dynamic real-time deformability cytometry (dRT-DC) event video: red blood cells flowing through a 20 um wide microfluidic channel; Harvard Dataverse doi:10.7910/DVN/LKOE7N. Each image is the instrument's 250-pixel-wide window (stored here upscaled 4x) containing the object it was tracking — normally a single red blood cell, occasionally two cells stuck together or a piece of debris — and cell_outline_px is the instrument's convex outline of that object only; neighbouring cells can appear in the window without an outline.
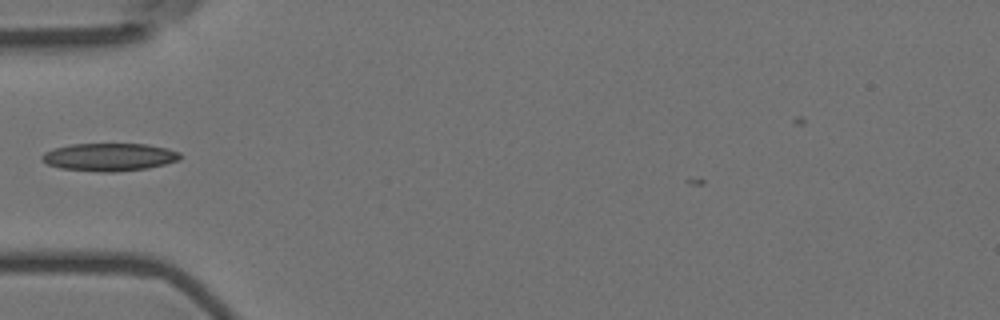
{"species": "Egyptian fruit bat (a non-hibernating species)", "species_latin": "Rousettus aegyptiacus", "temperature_condition": "room temperature", "stored_images_in_passage": 26, "camera_frame_rate_fps": 3000, "um_per_image_px": 0.085, "animal": {"sex": "female"}, "frame": {"image": 1, "passage_image": 1, "time_ms": 0.0, "image_size_px": [1000, 320], "cell_outline_px": [[184, 156], [180, 160], [148, 168], [112, 172], [100, 172], [60, 168], [48, 164], [40, 156], [44, 152], [56, 148], [72, 144], [148, 144], [168, 148], [180, 152]], "centroid_in_image_um": [9.35, 13.34], "position_along_channel_um": 75.6, "area_um2": 22.43}}
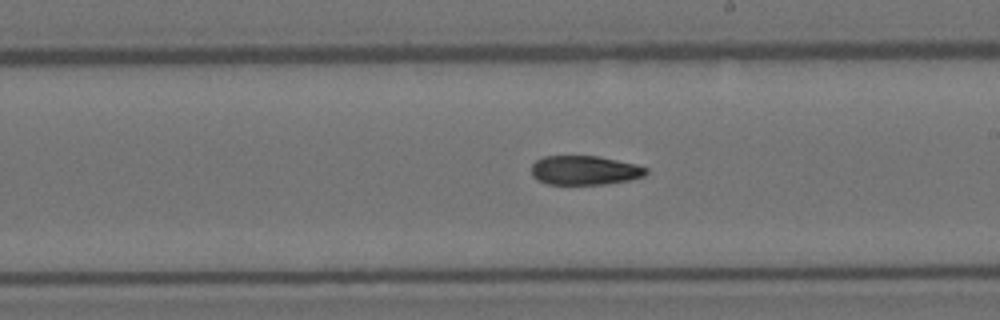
{"frame": {"image": 2, "passage_image": 14, "time_ms": 4.333, "image_size_px": [1000, 320], "cell_outline_px": [[648, 172], [644, 176], [628, 180], [604, 184], [548, 184], [536, 180], [532, 176], [532, 164], [536, 160], [544, 156], [596, 156], [636, 164], [648, 168]], "centroid_in_image_um": [49.68, 14.47], "position_along_channel_um": 239.3, "area_um2": 19.48}}
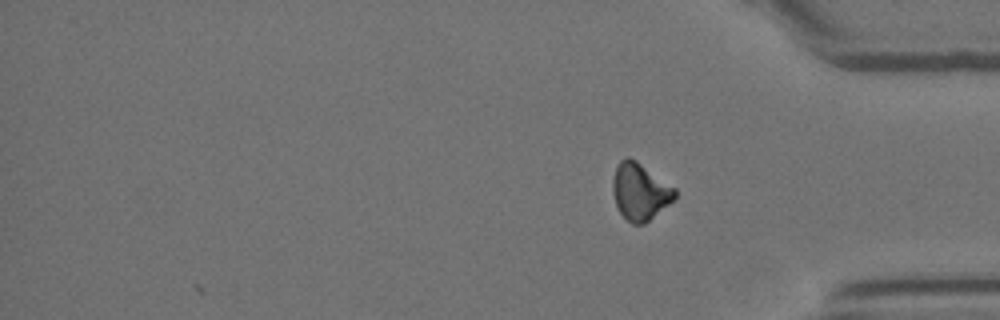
{"frame": {"image": 3, "passage_image": 26, "time_ms": 8.333, "image_size_px": [1000, 320], "cell_outline_px": [[676, 196], [668, 204], [644, 224], [632, 224], [620, 212], [616, 204], [612, 192], [612, 180], [616, 168], [620, 160], [628, 156], [636, 160], [676, 188]], "centroid_in_image_um": [54.38, 16.26], "position_along_channel_um": 380.8, "area_um2": 20.4}}